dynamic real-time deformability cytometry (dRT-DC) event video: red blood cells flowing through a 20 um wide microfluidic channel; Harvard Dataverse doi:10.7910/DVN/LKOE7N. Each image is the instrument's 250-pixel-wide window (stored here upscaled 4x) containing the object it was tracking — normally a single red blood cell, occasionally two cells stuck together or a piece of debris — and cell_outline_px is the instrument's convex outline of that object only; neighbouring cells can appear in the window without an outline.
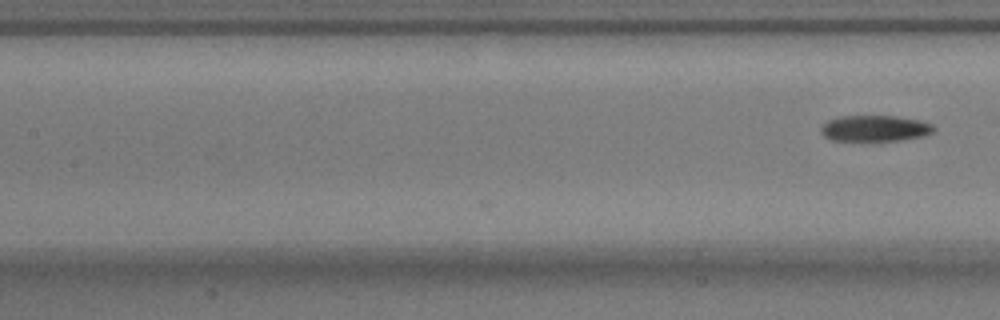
{"species": "common noctule bat (a hibernating species)", "species_latin": "Nyctalus noctula", "temperature_condition": "warm", "stored_images_in_passage": 6, "camera_frame_rate_fps": 3000, "um_per_image_px": 0.085, "animal": {"sex": "male", "body_mass_g": 17.9}, "frame": {"image": 1, "passage_image": 6, "time_ms": 1.667, "image_size_px": [1000, 320], "cell_outline_px": [[936, 128], [932, 132], [924, 136], [900, 140], [832, 140], [824, 136], [820, 132], [820, 128], [828, 120], [840, 116], [896, 116], [920, 120], [932, 124]], "centroid_in_image_um": [74.37, 10.9], "position_along_channel_um": 133.0, "area_um2": 17.05}}